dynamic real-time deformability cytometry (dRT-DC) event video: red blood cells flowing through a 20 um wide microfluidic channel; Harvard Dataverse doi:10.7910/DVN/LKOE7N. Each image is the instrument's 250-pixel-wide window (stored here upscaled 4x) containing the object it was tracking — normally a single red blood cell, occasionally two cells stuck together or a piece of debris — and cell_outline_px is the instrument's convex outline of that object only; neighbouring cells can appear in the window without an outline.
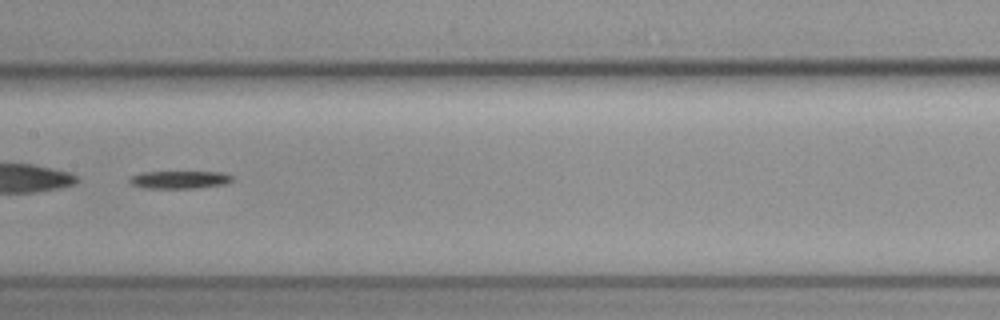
{"species": "common noctule bat (a hibernating species)", "species_latin": "Nyctalus noctula", "temperature_condition": "cold", "stored_images_in_passage": 51, "segment_of_instrument_passage": [2, 2], "camera_frame_rate_fps": 3000, "um_per_image_px": 0.085, "animal": {"sex": "female", "body_mass_g": 19.3, "forearm_length_mm": 54.1}, "frame": {"image": 1, "passage_image": 29, "time_ms": 9.333, "image_size_px": [1000, 320], "cell_outline_px": [[232, 180], [228, 184], [200, 188], [144, 188], [132, 184], [128, 180], [132, 176], [140, 172], [224, 172], [232, 176]], "centroid_in_image_um": [15.3, 15.27], "position_along_channel_um": 192.1, "area_um2": 10.69}}
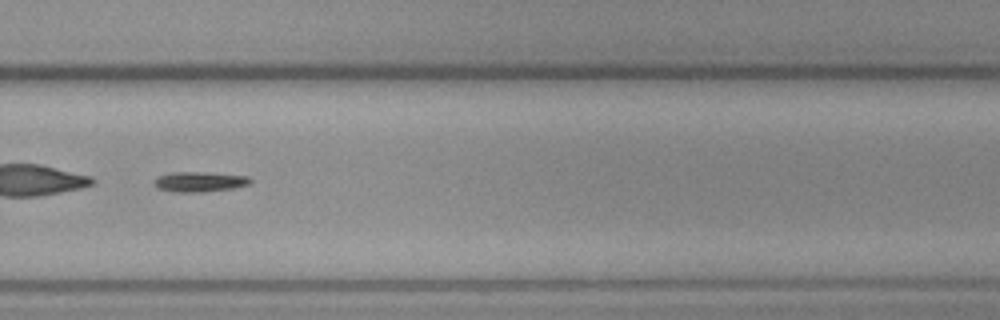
{"frame": {"image": 2, "passage_image": 39, "time_ms": 12.667, "image_size_px": [1000, 320], "cell_outline_px": [[252, 180], [248, 184], [232, 188], [200, 192], [172, 192], [156, 188], [152, 180], [156, 176], [172, 172], [204, 172], [248, 176]], "centroid_in_image_um": [16.87, 15.44], "position_along_channel_um": 312.9, "area_um2": 11.33}}